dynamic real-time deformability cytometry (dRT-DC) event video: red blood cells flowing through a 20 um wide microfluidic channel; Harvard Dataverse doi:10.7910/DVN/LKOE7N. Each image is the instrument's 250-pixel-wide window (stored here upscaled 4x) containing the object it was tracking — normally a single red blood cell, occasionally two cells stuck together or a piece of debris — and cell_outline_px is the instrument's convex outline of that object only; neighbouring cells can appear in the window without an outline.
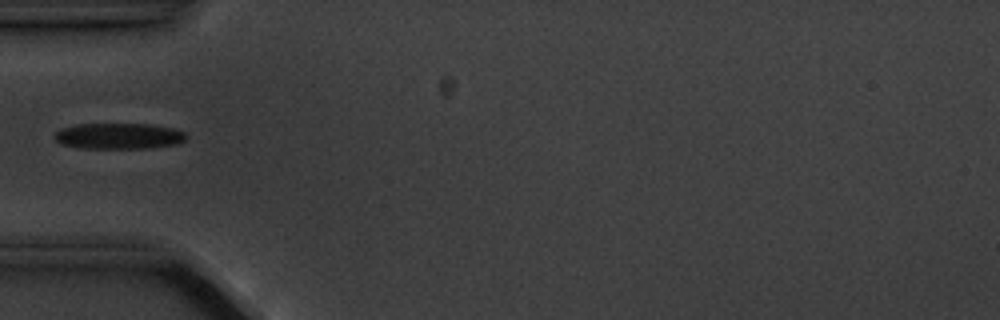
{"species": "common noctule bat (a hibernating species)", "species_latin": "Nyctalus noctula", "temperature_condition": "cold", "stored_images_in_passage": 3, "camera_frame_rate_fps": 3000, "um_per_image_px": 0.085, "animal": {"sex": "male", "body_mass_g": 20.1, "forearm_length_mm": 53.5}, "frame": {"image": 1, "passage_image": 3, "time_ms": 2.333, "image_size_px": [1000, 320], "cell_outline_px": [[184, 140], [176, 144], [148, 148], [80, 148], [60, 144], [52, 136], [60, 128], [76, 124], [148, 124], [172, 128], [184, 132]], "centroid_in_image_um": [10.01, 11.56], "position_along_channel_um": 75.0, "area_um2": 19.83}}